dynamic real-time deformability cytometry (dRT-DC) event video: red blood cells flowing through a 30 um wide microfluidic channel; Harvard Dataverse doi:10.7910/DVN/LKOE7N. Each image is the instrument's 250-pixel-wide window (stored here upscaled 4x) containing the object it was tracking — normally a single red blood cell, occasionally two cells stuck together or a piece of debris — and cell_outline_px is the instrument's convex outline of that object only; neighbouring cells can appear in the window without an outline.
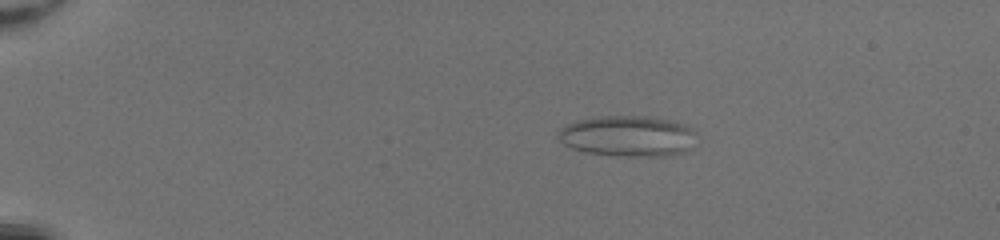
{"species": "common noctule bat (a hibernating species)", "species_latin": "Nyctalus noctula", "temperature_condition": "room temperature", "stored_images_in_passage": 51, "camera_frame_rate_fps": 3000, "um_per_image_px": 0.085, "animal": {"sex": "female", "body_mass_g": 20.0, "forearm_length_mm": 54.0}, "frame": {"image": 1, "passage_image": 11, "time_ms": 3.333, "image_size_px": [1000, 240], "cell_outline_px": [[696, 132], [688, 148], [684, 152], [668, 156], [616, 156], [588, 152], [572, 148], [564, 144], [556, 136], [556, 132], [560, 128], [576, 120], [600, 116], [648, 116], [672, 120], [684, 124], [692, 128]], "centroid_in_image_um": [53.33, 11.56], "position_along_channel_um": 31.7, "area_um2": 33.0}}
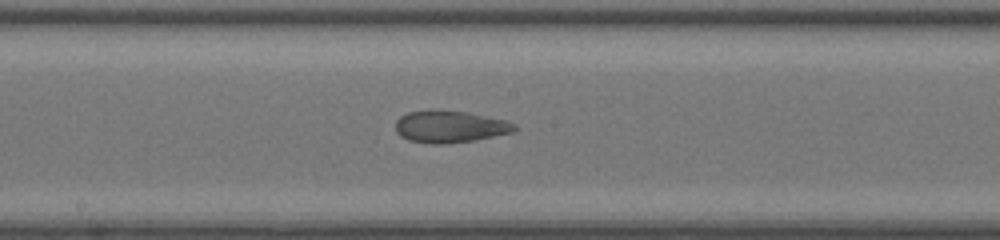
{"frame": {"image": 2, "passage_image": 30, "time_ms": 9.667, "image_size_px": [1000, 240], "cell_outline_px": [[516, 128], [512, 132], [472, 140], [444, 144], [432, 144], [408, 140], [400, 136], [396, 132], [396, 120], [400, 116], [408, 112], [428, 108], [468, 112], [504, 120], [516, 124]], "centroid_in_image_um": [38.17, 10.74], "position_along_channel_um": 210.0, "area_um2": 22.31}}
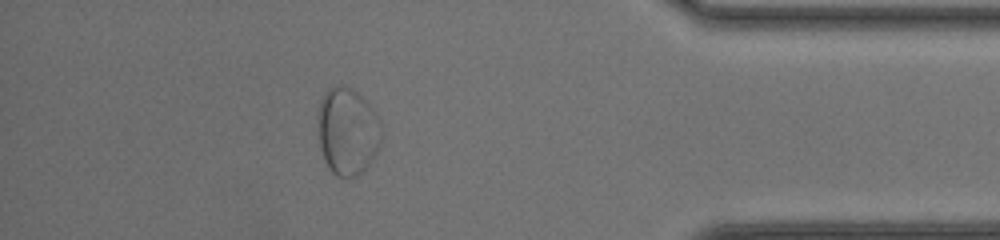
{"frame": {"image": 3, "passage_image": 46, "time_ms": 15.0, "image_size_px": [1000, 240], "cell_outline_px": [[380, 144], [376, 152], [368, 164], [356, 176], [336, 176], [328, 168], [324, 160], [320, 144], [316, 116], [316, 112], [320, 100], [324, 92], [328, 88], [336, 84], [344, 84], [352, 88], [376, 112], [380, 120]], "centroid_in_image_um": [29.49, 11.1], "position_along_channel_um": 405.7, "area_um2": 32.48}, "authors_computed_cell_mechanics": {"area_um2": 29.5936, "velocity_mm_per_s": 4.2059, "shape_relaxation_time_tau1_ms": null, "shape_relaxation_time_tau2_ms": 1.0406, "deformation_change_tau1": null, "deformation_change_tau2": 0.0639}}